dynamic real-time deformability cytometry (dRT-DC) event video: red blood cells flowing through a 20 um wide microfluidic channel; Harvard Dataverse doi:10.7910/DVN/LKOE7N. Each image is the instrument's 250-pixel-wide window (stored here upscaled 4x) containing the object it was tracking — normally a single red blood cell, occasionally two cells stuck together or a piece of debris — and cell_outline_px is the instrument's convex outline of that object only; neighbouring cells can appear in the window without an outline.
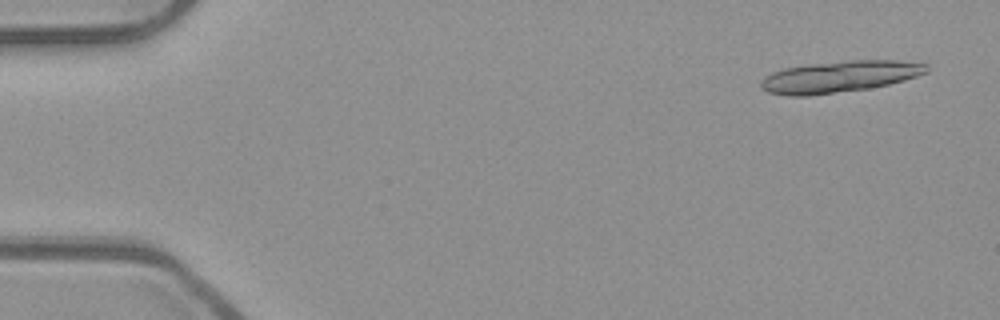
{"species": "common noctule bat (a hibernating species)", "species_latin": "Nyctalus noctula", "temperature_condition": "room temperature", "stored_images_in_passage": 19, "camera_frame_rate_fps": 3000, "um_per_image_px": 0.085, "animal": {"sex": "male", "body_mass_g": 23.1, "forearm_length_mm": 52.7}, "frame": {"image": 1, "passage_image": 3, "time_ms": 0.667, "image_size_px": [1000, 320], "cell_outline_px": [[928, 72], [904, 80], [888, 84], [868, 88], [808, 96], [792, 96], [768, 92], [760, 84], [772, 72], [784, 68], [808, 64], [852, 60], [896, 60], [928, 64]], "centroid_in_image_um": [71.39, 6.51], "position_along_channel_um": 13.6, "area_um2": 30.06}}